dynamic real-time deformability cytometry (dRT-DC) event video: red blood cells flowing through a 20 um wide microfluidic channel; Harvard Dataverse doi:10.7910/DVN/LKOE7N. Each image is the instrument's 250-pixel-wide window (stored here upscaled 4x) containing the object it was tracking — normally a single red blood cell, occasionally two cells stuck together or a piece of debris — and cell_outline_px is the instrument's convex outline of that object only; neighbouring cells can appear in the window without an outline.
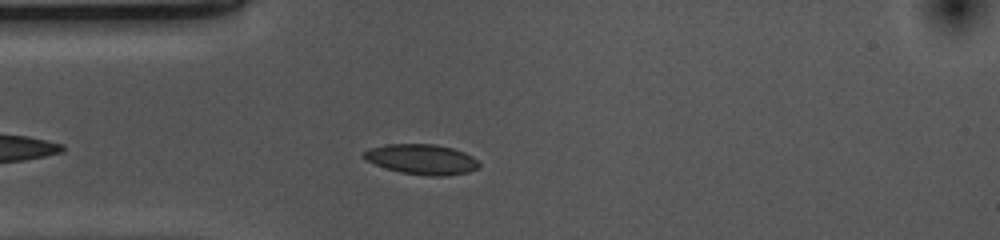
{"species": "common noctule bat (a hibernating species)", "species_latin": "Nyctalus noctula", "temperature_condition": "cold", "stored_images_in_passage": 14, "camera_frame_rate_fps": 3000, "um_per_image_px": 0.085, "animal": {"sex": "female", "body_mass_g": 10.0, "forearm_length_mm": 53.1}, "frame": {"image": 1, "passage_image": 7, "time_ms": 2.0, "image_size_px": [1000, 240], "cell_outline_px": [[480, 168], [468, 172], [448, 176], [432, 176], [400, 172], [376, 164], [360, 156], [364, 152], [372, 148], [384, 144], [436, 144], [452, 148], [464, 152], [472, 156], [480, 164]], "centroid_in_image_um": [35.89, 13.54], "position_along_channel_um": 49.1, "area_um2": 20.17}}
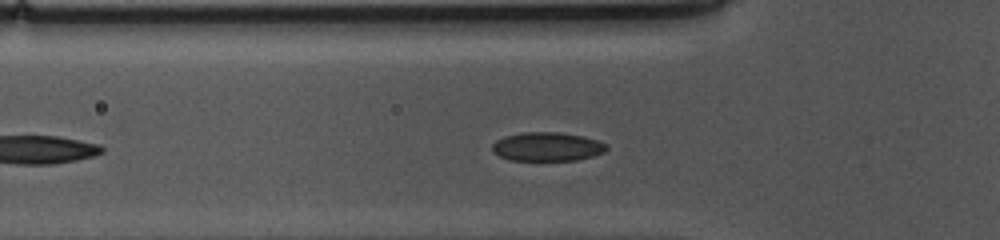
{"frame": {"image": 2, "passage_image": 10, "time_ms": 3.0, "image_size_px": [1000, 240], "cell_outline_px": [[608, 148], [604, 152], [592, 156], [576, 160], [512, 160], [500, 156], [492, 152], [492, 144], [496, 140], [504, 136], [524, 132], [560, 132], [584, 136], [608, 144]], "centroid_in_image_um": [46.51, 12.46], "position_along_channel_um": 79.3, "area_um2": 19.25}}